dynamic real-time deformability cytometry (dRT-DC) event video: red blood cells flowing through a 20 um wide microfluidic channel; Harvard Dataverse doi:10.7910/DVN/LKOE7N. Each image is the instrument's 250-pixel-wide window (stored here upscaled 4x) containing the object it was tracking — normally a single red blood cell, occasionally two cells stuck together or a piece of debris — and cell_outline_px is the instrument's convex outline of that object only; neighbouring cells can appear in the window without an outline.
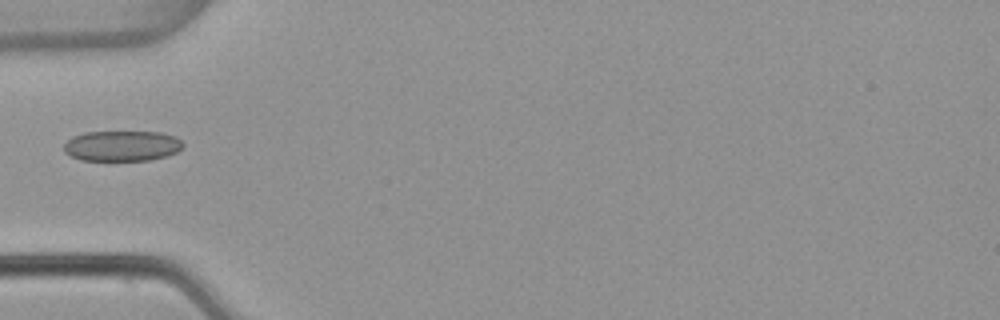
{"species": "common noctule bat (a hibernating species)", "species_latin": "Nyctalus noctula", "temperature_condition": "warm", "stored_images_in_passage": 4, "camera_frame_rate_fps": 3000, "um_per_image_px": 0.085, "animal": {"sex": "female", "body_mass_g": 22.7, "forearm_length_mm": 54.2}, "frame": {"image": 1, "passage_image": 3, "time_ms": 0.667, "image_size_px": [1000, 320], "cell_outline_px": [[184, 144], [176, 152], [168, 156], [148, 160], [80, 160], [64, 152], [64, 144], [72, 136], [84, 132], [160, 132], [176, 136]], "centroid_in_image_um": [10.36, 12.39], "position_along_channel_um": 74.6, "area_um2": 21.15}}
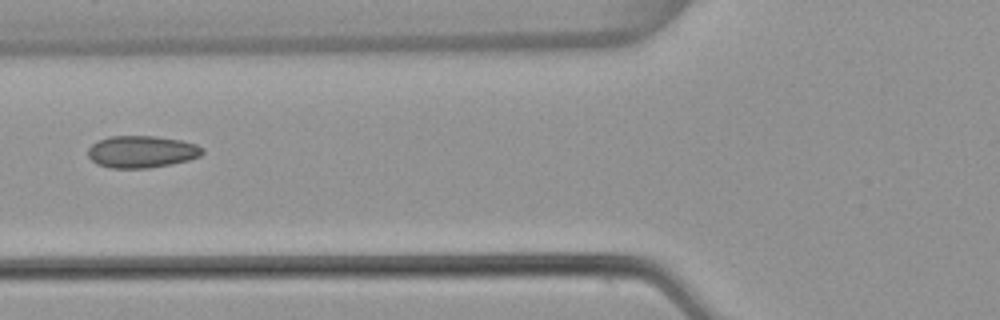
{"frame": {"image": 2, "passage_image": 4, "time_ms": 1.0, "image_size_px": [1000, 320], "cell_outline_px": [[204, 152], [200, 156], [188, 160], [172, 164], [148, 168], [112, 168], [96, 164], [88, 156], [88, 148], [92, 144], [108, 136], [156, 136], [180, 140], [196, 144], [204, 148]], "centroid_in_image_um": [12.05, 12.9], "position_along_channel_um": 113.8, "area_um2": 21.44}}